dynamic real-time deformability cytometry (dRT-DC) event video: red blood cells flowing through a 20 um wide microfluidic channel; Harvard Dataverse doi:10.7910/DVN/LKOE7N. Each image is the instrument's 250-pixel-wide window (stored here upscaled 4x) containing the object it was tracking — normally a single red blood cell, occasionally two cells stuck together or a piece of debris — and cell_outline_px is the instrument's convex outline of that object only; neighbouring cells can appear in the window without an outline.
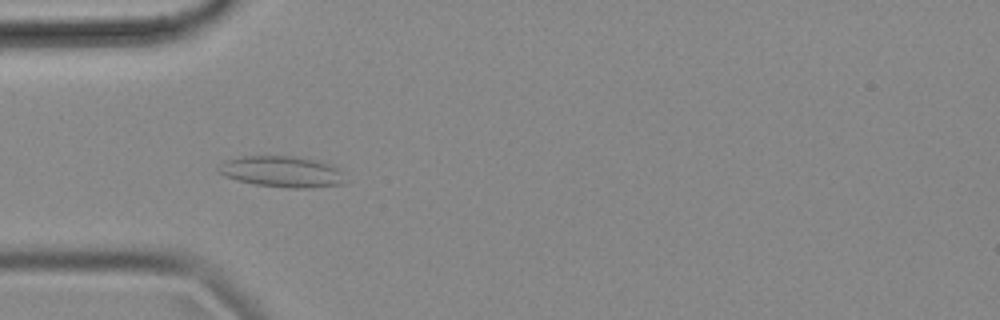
{"species": "common noctule bat (a hibernating species)", "species_latin": "Nyctalus noctula", "temperature_condition": "cold", "stored_images_in_passage": 55, "camera_frame_rate_fps": 3000, "um_per_image_px": 0.085, "animal": {"sex": "female", "body_mass_g": 18.4}, "frame": {"image": 1, "passage_image": 16, "time_ms": 5.0, "image_size_px": [1000, 320], "cell_outline_px": [[348, 180], [344, 184], [312, 188], [288, 188], [256, 184], [236, 180], [224, 176], [216, 172], [216, 168], [220, 164], [228, 160], [240, 156], [288, 156], [312, 160], [336, 168]], "centroid_in_image_um": [23.91, 14.61], "position_along_channel_um": 61.1, "area_um2": 22.77}}
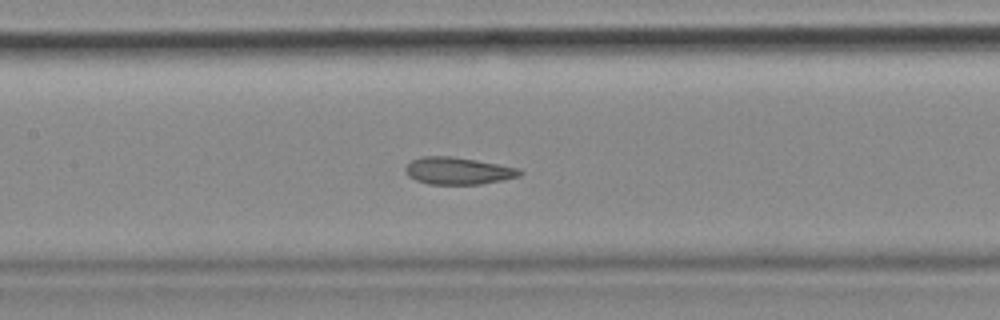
{"frame": {"image": 2, "passage_image": 25, "time_ms": 8.0, "image_size_px": [1000, 320], "cell_outline_px": [[524, 172], [520, 176], [480, 184], [428, 184], [416, 180], [408, 176], [404, 168], [412, 160], [424, 156], [452, 156], [476, 160], [520, 168]], "centroid_in_image_um": [38.94, 14.52], "position_along_channel_um": 168.5, "area_um2": 18.03}}
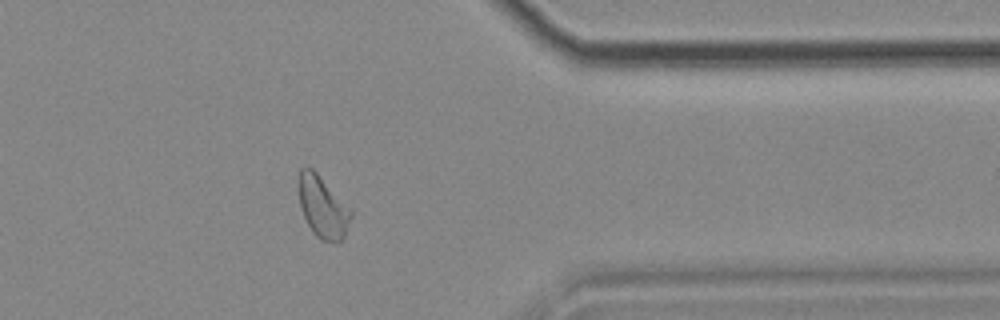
{"frame": {"image": 3, "passage_image": 44, "time_ms": 14.333, "image_size_px": [1000, 320], "cell_outline_px": [[352, 216], [344, 236], [340, 240], [320, 240], [312, 232], [304, 216], [300, 204], [300, 168], [312, 168], [352, 208]], "centroid_in_image_um": [27.47, 17.6], "position_along_channel_um": 383.9, "area_um2": 18.38}, "authors_computed_cell_mechanics": {"area_um2": 19.1896, "velocity_mm_per_s": 3.629, "shape_relaxation_time_tau1_ms": null, "shape_relaxation_time_tau2_ms": 2.4707, "deformation_change_tau1": null, "deformation_change_tau2": 0.0947}}